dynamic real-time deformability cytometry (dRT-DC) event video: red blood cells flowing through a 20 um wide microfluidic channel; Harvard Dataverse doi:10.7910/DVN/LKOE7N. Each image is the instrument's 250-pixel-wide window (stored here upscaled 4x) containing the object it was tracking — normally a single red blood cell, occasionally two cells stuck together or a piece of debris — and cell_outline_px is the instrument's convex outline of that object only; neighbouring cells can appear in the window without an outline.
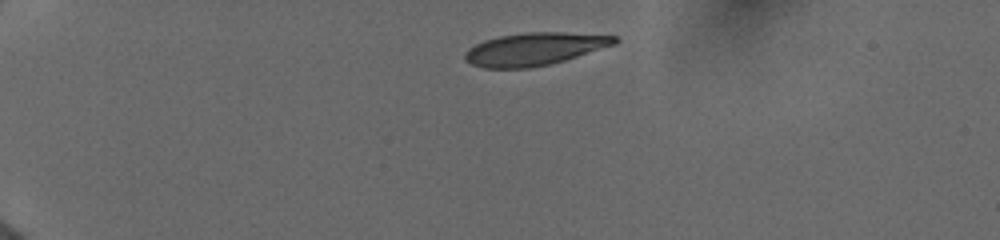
{"species": "human", "species_latin": "Homo sapiens", "temperature_condition": "cold", "stored_images_in_passage": 32, "camera_frame_rate_fps": 3000, "um_per_image_px": 0.085, "donor": {"sex": "female"}, "frame": {"image": 1, "passage_image": 1, "time_ms": 0.0, "image_size_px": [1000, 240], "cell_outline_px": [[620, 40], [616, 44], [564, 60], [532, 68], [484, 68], [472, 64], [464, 60], [464, 52], [468, 48], [484, 40], [500, 36], [528, 32], [564, 32], [616, 36]], "centroid_in_image_um": [45.41, 4.16], "position_along_channel_um": 39.6, "area_um2": 28.44}}
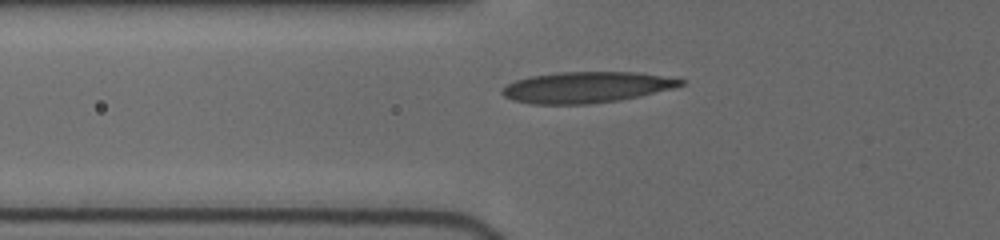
{"frame": {"image": 2, "passage_image": 18, "time_ms": 2.667, "image_size_px": [1000, 240], "cell_outline_px": [[688, 80], [684, 84], [672, 88], [640, 96], [616, 100], [588, 104], [532, 104], [516, 100], [504, 96], [500, 92], [508, 84], [516, 80], [532, 76], [556, 72], [636, 72]], "centroid_in_image_um": [49.86, 7.41], "position_along_channel_um": 75.9, "area_um2": 31.96}}
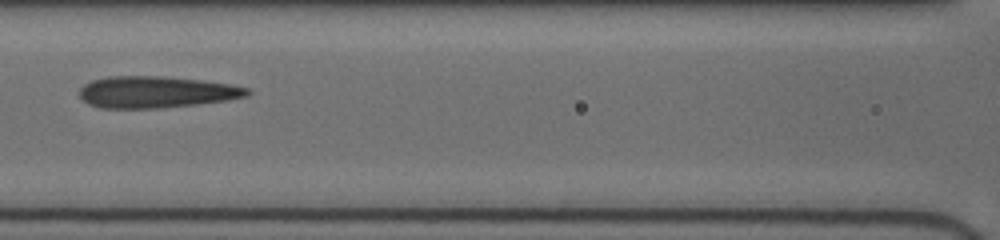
{"frame": {"image": 3, "passage_image": 27, "time_ms": 4.667, "image_size_px": [1000, 240], "cell_outline_px": [[252, 92], [248, 96], [228, 100], [196, 104], [160, 108], [100, 108], [88, 104], [80, 96], [80, 88], [84, 84], [92, 80], [108, 76], [164, 76], [204, 80], [228, 84], [248, 88]], "centroid_in_image_um": [13.28, 7.82], "position_along_channel_um": 153.3, "area_um2": 31.04}}